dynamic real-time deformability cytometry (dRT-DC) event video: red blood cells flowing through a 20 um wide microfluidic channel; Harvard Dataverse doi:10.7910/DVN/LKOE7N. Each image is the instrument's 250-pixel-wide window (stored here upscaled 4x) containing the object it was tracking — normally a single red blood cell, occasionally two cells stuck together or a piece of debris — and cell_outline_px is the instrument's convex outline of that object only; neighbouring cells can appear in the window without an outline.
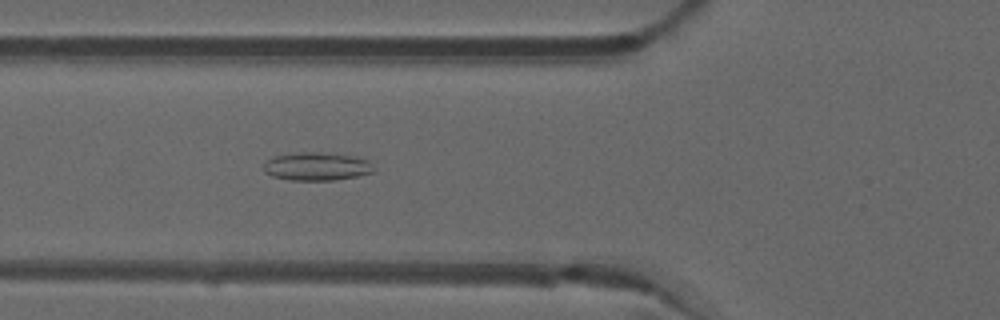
{"species": "common noctule bat (a hibernating species)", "species_latin": "Nyctalus noctula", "temperature_condition": "warm", "stored_images_in_passage": 51, "camera_frame_rate_fps": 3000, "um_per_image_px": 0.085, "animal": {"sex": "male", "forearm_length_mm": 52.5}, "frame": {"image": 1, "passage_image": 19, "time_ms": 6.0, "image_size_px": [1000, 320], "cell_outline_px": [[372, 172], [356, 176], [332, 180], [288, 180], [272, 176], [264, 172], [264, 164], [268, 160], [276, 156], [300, 152], [320, 152], [352, 156], [368, 160]], "centroid_in_image_um": [26.86, 14.15], "position_along_channel_um": 98.9, "area_um2": 17.69}}
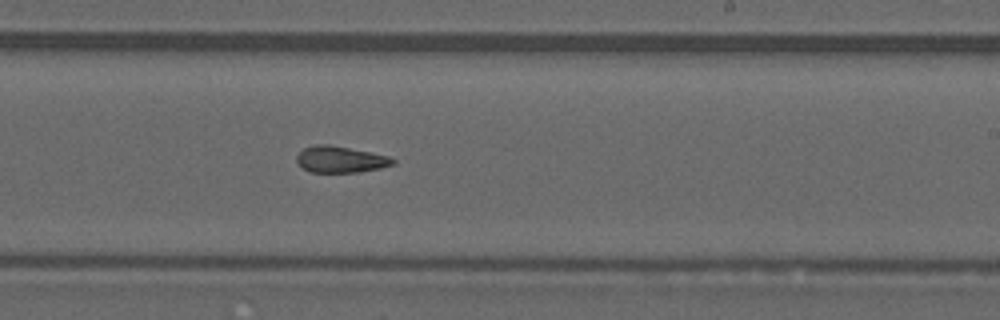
{"frame": {"image": 2, "passage_image": 31, "time_ms": 10.0, "image_size_px": [1000, 320], "cell_outline_px": [[396, 164], [380, 168], [360, 172], [308, 172], [296, 160], [296, 156], [304, 148], [316, 144], [328, 144], [388, 156], [396, 160]], "centroid_in_image_um": [28.95, 13.56], "position_along_channel_um": 260.1, "area_um2": 14.68}}
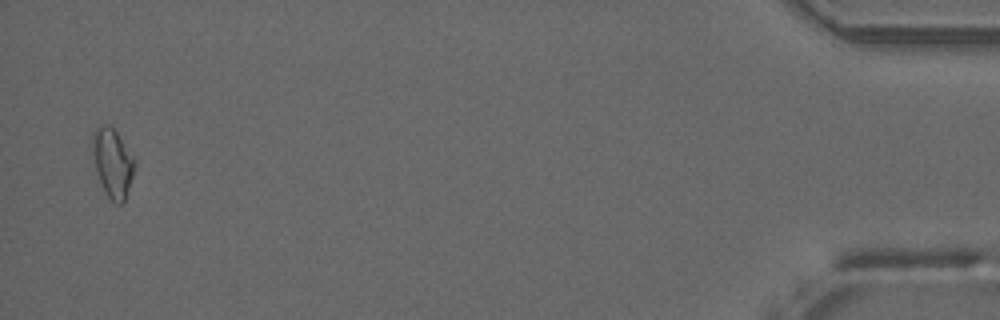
{"frame": {"image": 3, "passage_image": 50, "time_ms": 16.333, "image_size_px": [1000, 320], "cell_outline_px": [[136, 164], [124, 200], [120, 204], [116, 204], [104, 192], [96, 172], [92, 152], [92, 132], [96, 128], [104, 124], [108, 124], [116, 132], [132, 156]], "centroid_in_image_um": [9.54, 13.83], "position_along_channel_um": 425.7, "area_um2": 16.59}, "authors_computed_cell_mechanics": {"area_um2": 15.606, "velocity_mm_per_s": 4.0274, "shape_relaxation_time_tau1_ms": null, "shape_relaxation_time_tau2_ms": 2.8517, "deformation_change_tau1": null, "deformation_change_tau2": 0.1134}}